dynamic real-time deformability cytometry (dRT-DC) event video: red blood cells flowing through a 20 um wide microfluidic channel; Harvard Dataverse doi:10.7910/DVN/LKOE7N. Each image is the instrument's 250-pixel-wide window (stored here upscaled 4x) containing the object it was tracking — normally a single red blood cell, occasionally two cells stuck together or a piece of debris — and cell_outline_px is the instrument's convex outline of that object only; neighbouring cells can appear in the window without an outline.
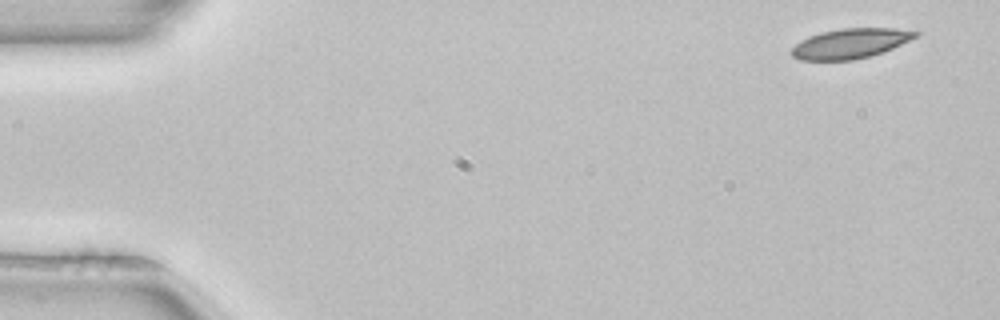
{"species": "common noctule bat (a hibernating species)", "species_latin": "Nyctalus noctula", "temperature_condition": "room temperature", "stored_images_in_passage": 10, "camera_frame_rate_fps": 3000, "um_per_image_px": 0.085, "animal": {"sex": "female", "body_mass_g": 22.7, "forearm_length_mm": 54.2}, "frame": {"image": 1, "passage_image": 1, "time_ms": 0.0, "image_size_px": [1000, 320], "cell_outline_px": [[920, 32], [916, 36], [884, 52], [852, 60], [800, 60], [792, 56], [788, 52], [800, 40], [808, 36], [820, 32], [844, 28], [892, 28]], "centroid_in_image_um": [72.21, 3.7], "position_along_channel_um": 12.8, "area_um2": 21.44}}